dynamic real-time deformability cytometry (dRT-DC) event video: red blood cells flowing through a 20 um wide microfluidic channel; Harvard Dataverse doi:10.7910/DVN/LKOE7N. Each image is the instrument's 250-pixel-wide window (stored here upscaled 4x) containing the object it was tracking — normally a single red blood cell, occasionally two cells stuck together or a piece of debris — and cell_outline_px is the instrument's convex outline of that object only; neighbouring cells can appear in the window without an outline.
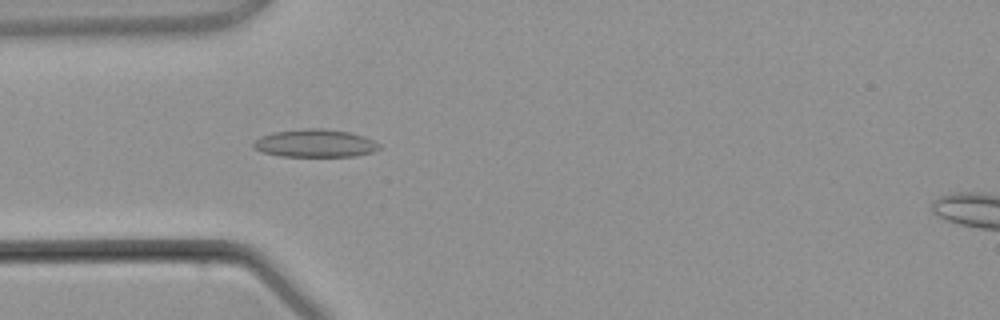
{"species": "common noctule bat (a hibernating species)", "species_latin": "Nyctalus noctula", "temperature_condition": "warm", "stored_images_in_passage": 4, "camera_frame_rate_fps": 3000, "um_per_image_px": 0.085, "animal": {"sex": "male", "body_mass_g": 21.5, "forearm_length_mm": 52.0}, "frame": {"image": 1, "passage_image": 3, "time_ms": 2.667, "image_size_px": [1000, 320], "cell_outline_px": [[380, 148], [372, 152], [356, 156], [280, 156], [260, 152], [252, 148], [252, 144], [260, 136], [272, 132], [308, 128], [320, 128], [352, 132], [364, 136], [380, 144]], "centroid_in_image_um": [26.76, 12.18], "position_along_channel_um": 58.2, "area_um2": 20.58}}